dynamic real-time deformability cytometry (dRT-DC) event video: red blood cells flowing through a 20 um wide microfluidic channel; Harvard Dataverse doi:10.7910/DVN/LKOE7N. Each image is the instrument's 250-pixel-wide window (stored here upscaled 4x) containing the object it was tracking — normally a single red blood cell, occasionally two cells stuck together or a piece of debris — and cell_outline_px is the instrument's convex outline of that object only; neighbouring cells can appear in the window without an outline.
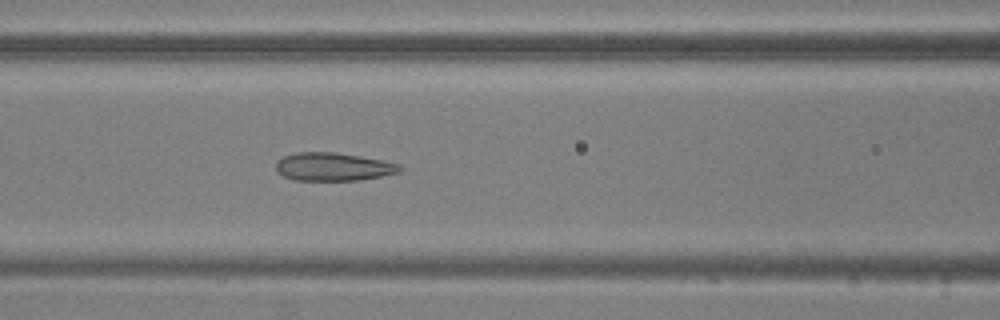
{"species": "common noctule bat (a hibernating species)", "species_latin": "Nyctalus noctula", "temperature_condition": "warm", "stored_images_in_passage": 53, "camera_frame_rate_fps": 3000, "um_per_image_px": 0.085, "animal": {"sex": "male", "body_mass_g": 20.5, "forearm_length_mm": 52.5}, "frame": {"image": 1, "passage_image": 21, "time_ms": 6.667, "image_size_px": [1000, 320], "cell_outline_px": [[404, 168], [400, 172], [360, 180], [292, 180], [276, 172], [276, 160], [284, 156], [296, 152], [336, 152], [360, 156], [400, 164]], "centroid_in_image_um": [28.3, 14.17], "position_along_channel_um": 138.3, "area_um2": 20.4}}
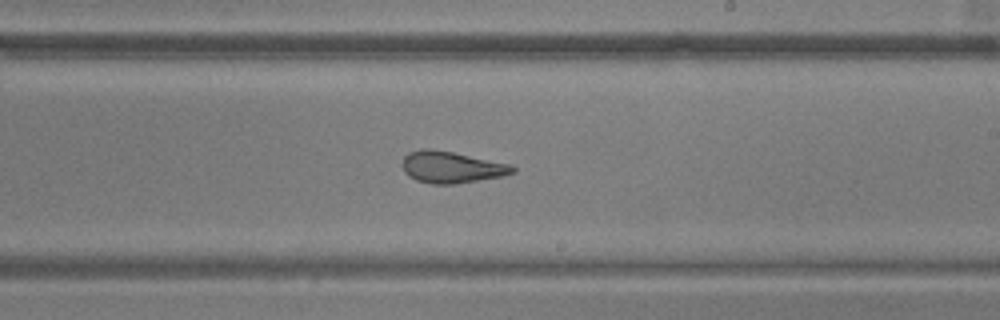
{"frame": {"image": 2, "passage_image": 30, "time_ms": 9.667, "image_size_px": [1000, 320], "cell_outline_px": [[516, 172], [504, 176], [452, 184], [432, 184], [416, 180], [408, 176], [404, 172], [404, 156], [408, 152], [424, 148], [432, 148], [512, 164], [516, 168]], "centroid_in_image_um": [38.4, 14.2], "position_along_channel_um": 250.6, "area_um2": 20.35}}
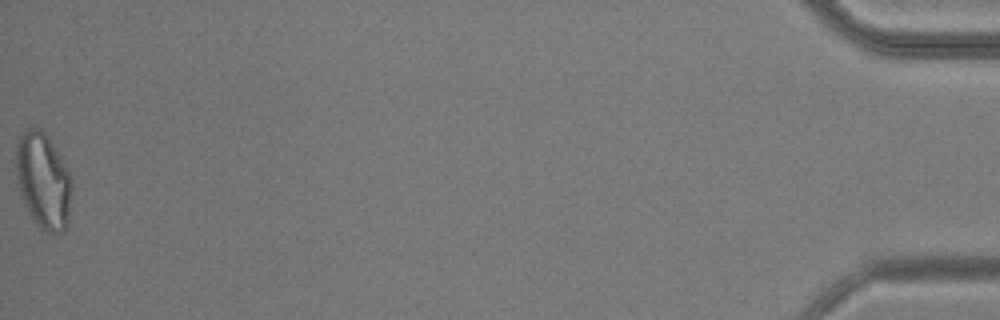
{"frame": {"image": 3, "passage_image": 53, "time_ms": 17.333, "image_size_px": [1000, 320], "cell_outline_px": [[72, 188], [68, 220], [64, 232], [48, 232], [40, 228], [32, 216], [20, 192], [16, 176], [16, 144], [20, 136], [28, 128], [40, 128], [48, 136], [72, 176]], "centroid_in_image_um": [3.7, 15.33], "position_along_channel_um": 431.5, "area_um2": 30.92}, "authors_computed_cell_mechanics": {"area_um2": 23.2934, "velocity_mm_per_s": 3.7509, "shape_relaxation_time_tau1_ms": null, "shape_relaxation_time_tau2_ms": 1.6282, "deformation_change_tau1": null, "deformation_change_tau2": 0.0977}}